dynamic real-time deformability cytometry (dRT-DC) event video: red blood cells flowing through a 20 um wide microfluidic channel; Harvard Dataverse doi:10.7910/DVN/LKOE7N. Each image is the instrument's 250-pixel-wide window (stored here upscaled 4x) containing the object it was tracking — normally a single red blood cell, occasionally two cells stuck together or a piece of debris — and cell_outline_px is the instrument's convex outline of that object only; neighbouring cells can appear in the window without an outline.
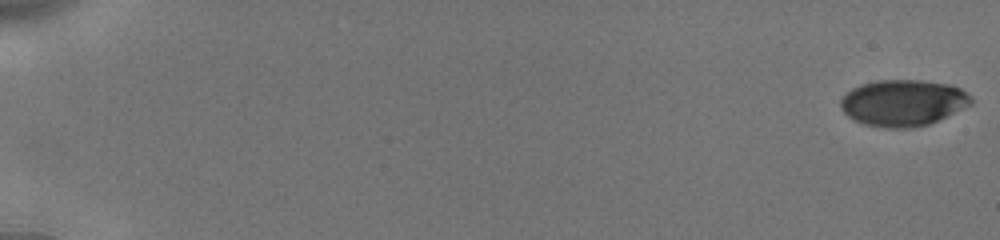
{"species": "human", "species_latin": "Homo sapiens", "temperature_condition": "cold", "stored_images_in_passage": 55, "camera_frame_rate_fps": 3000, "um_per_image_px": 0.085, "donor": {"sex": "male"}, "frame": {"image": 1, "passage_image": 1, "time_ms": 0.0, "image_size_px": [1000, 240], "cell_outline_px": [[972, 104], [928, 124], [912, 128], [888, 128], [864, 124], [848, 116], [840, 108], [840, 100], [852, 88], [860, 84], [876, 80], [920, 80], [948, 84], [960, 88], [972, 96]], "centroid_in_image_um": [76.75, 8.73], "position_along_channel_um": 8.2, "area_um2": 35.14}}
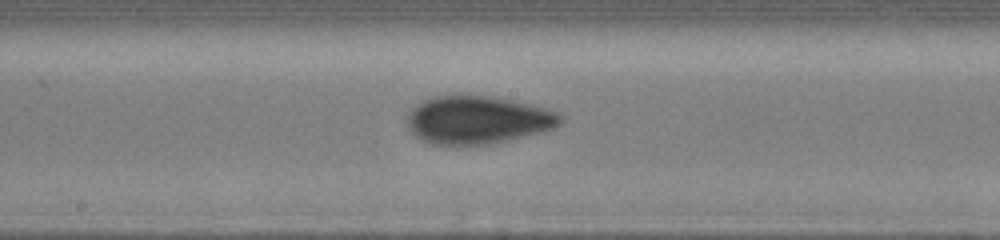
{"frame": {"image": 2, "passage_image": 32, "time_ms": 10.333, "image_size_px": [1000, 240], "cell_outline_px": [[564, 116], [560, 124], [552, 128], [488, 144], [428, 144], [420, 140], [408, 128], [408, 112], [416, 104], [424, 100], [436, 96], [452, 92], [492, 96], [532, 104], [556, 112]], "centroid_in_image_um": [40.53, 10.14], "position_along_channel_um": 207.7, "area_um2": 43.0}}
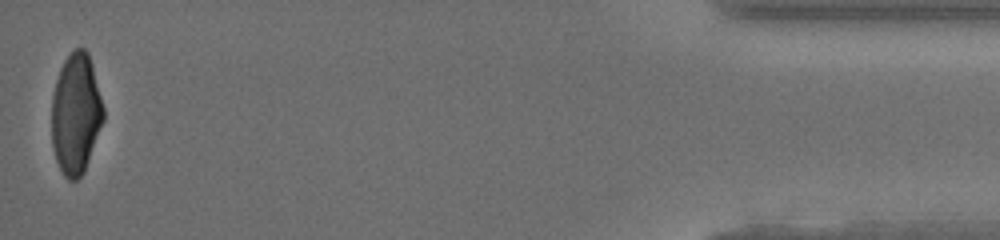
{"frame": {"image": 3, "passage_image": 55, "time_ms": 18.0, "image_size_px": [1000, 240], "cell_outline_px": [[104, 120], [84, 172], [76, 180], [68, 180], [64, 176], [56, 160], [52, 148], [52, 96], [56, 80], [60, 68], [64, 60], [76, 48], [84, 48], [88, 52], [92, 64], [104, 108]], "centroid_in_image_um": [6.45, 9.68], "position_along_channel_um": 428.8, "area_um2": 36.41}, "authors_computed_cell_mechanics": {"area_um2": 38.8994, "velocity_mm_per_s": 3.8759, "shape_relaxation_time_tau1_ms": 4.0061, "shape_relaxation_time_tau2_ms": 1.6306, "deformation_change_tau1": 0.1485, "deformation_change_tau2": 0.0547}}